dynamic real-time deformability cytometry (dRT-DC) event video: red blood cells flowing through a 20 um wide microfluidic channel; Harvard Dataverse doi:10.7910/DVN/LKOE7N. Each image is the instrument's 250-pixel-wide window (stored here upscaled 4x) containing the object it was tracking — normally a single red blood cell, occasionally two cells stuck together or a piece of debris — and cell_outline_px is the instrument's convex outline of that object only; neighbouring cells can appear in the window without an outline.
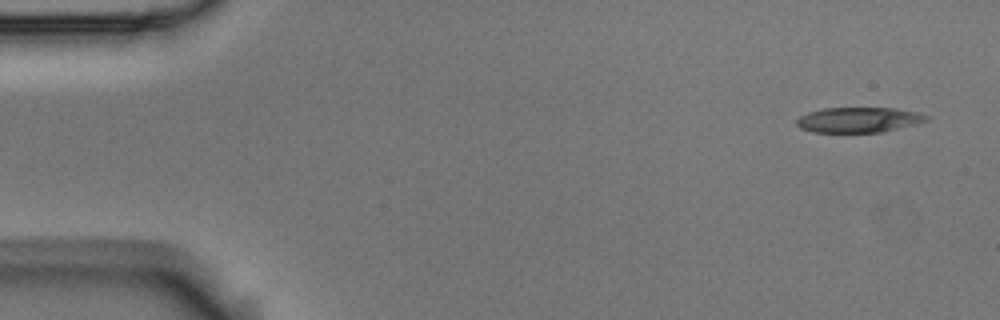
{"species": "Egyptian fruit bat (a non-hibernating species)", "species_latin": "Rousettus aegyptiacus", "temperature_condition": "room temperature", "stored_images_in_passage": 4, "camera_frame_rate_fps": 3000, "um_per_image_px": 0.085, "animal": {"sex": "male"}, "frame": {"image": 1, "passage_image": 1, "time_ms": 0.0, "image_size_px": [1000, 320], "cell_outline_px": [[928, 120], [884, 132], [812, 132], [800, 128], [796, 124], [796, 120], [800, 116], [808, 112], [824, 108], [896, 108], [920, 112], [928, 116]], "centroid_in_image_um": [72.98, 10.18], "position_along_channel_um": 12.0, "area_um2": 19.07}}
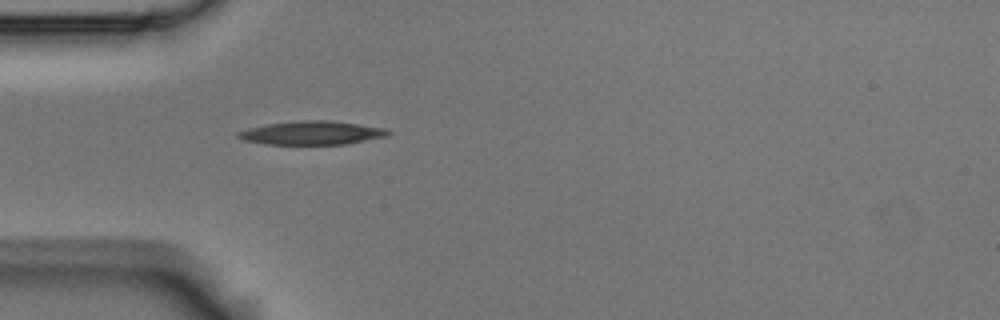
{"frame": {"image": 2, "passage_image": 4, "time_ms": 1.0, "image_size_px": [1000, 320], "cell_outline_px": [[392, 132], [388, 136], [344, 144], [268, 144], [244, 140], [236, 136], [236, 132], [248, 128], [268, 124], [300, 120], [332, 120], [388, 128]], "centroid_in_image_um": [26.55, 11.28], "position_along_channel_um": 58.4, "area_um2": 20.69}}